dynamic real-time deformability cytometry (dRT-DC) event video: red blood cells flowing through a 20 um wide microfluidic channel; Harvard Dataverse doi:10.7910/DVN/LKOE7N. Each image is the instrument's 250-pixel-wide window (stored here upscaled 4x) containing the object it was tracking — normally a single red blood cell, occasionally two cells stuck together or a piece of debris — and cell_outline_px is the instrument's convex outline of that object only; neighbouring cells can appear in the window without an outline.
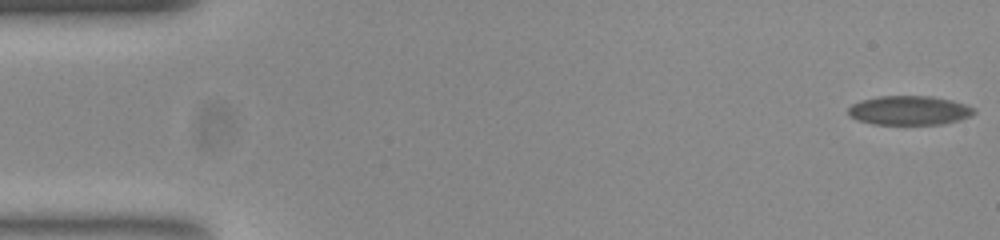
{"species": "common noctule bat (a hibernating species)", "species_latin": "Nyctalus noctula", "temperature_condition": "room temperature", "stored_images_in_passage": 54, "camera_frame_rate_fps": 3000, "um_per_image_px": 0.085, "animal": {"sex": "female", "body_mass_g": 23.0, "forearm_length_mm": 53.4}, "frame": {"image": 1, "passage_image": 1, "time_ms": 0.0, "image_size_px": [1000, 240], "cell_outline_px": [[976, 112], [968, 116], [956, 120], [940, 124], [872, 124], [860, 120], [852, 116], [848, 112], [848, 108], [852, 104], [860, 100], [880, 96], [932, 96], [952, 100], [976, 108]], "centroid_in_image_um": [77.29, 9.37], "position_along_channel_um": 7.7, "area_um2": 21.15}}
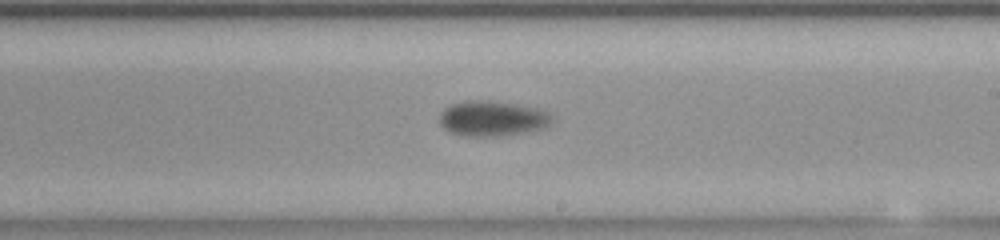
{"frame": {"image": 2, "passage_image": 31, "time_ms": 10.0, "image_size_px": [1000, 240], "cell_outline_px": [[552, 124], [540, 128], [520, 132], [492, 136], [464, 136], [448, 132], [440, 124], [440, 112], [448, 104], [464, 100], [488, 100], [516, 104], [536, 108], [548, 112], [552, 116]], "centroid_in_image_um": [41.77, 10.05], "position_along_channel_um": 247.2, "area_um2": 23.06}}
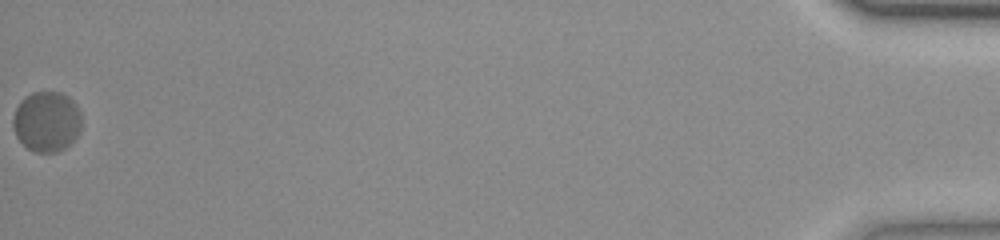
{"frame": {"image": 3, "passage_image": 54, "time_ms": 17.667, "image_size_px": [1000, 240], "cell_outline_px": [[80, 132], [64, 148], [56, 152], [36, 152], [28, 148], [16, 136], [12, 124], [12, 120], [16, 108], [20, 100], [24, 96], [32, 92], [60, 92], [68, 96], [76, 104], [80, 112]], "centroid_in_image_um": [3.95, 10.31], "position_along_channel_um": 431.3, "area_um2": 24.04}, "authors_computed_cell_mechanics": {"area_um2": 22.4264, "velocity_mm_per_s": 3.7779, "shape_relaxation_time_tau1_ms": 10.1579, "shape_relaxation_time_tau2_ms": null, "deformation_change_tau1": 0.2317, "deformation_change_tau2": null}}